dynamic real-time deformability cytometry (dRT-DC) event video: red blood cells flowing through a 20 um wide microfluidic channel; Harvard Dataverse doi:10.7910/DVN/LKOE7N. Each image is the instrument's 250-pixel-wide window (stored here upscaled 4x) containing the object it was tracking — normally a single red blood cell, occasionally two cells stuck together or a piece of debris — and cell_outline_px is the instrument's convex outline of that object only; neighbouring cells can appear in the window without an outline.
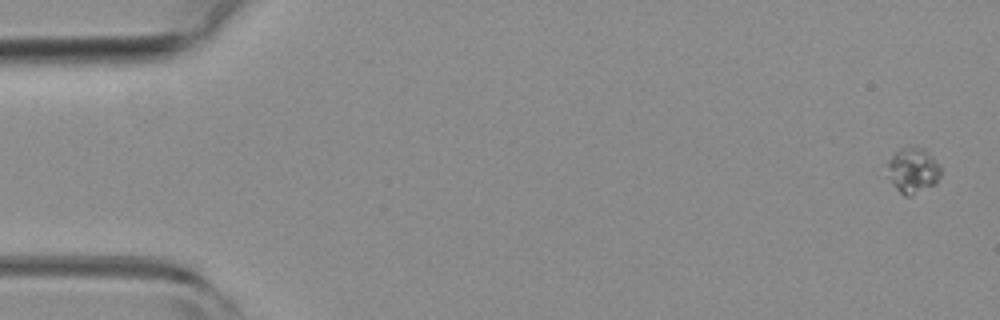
{"species": "common noctule bat (a hibernating species)", "species_latin": "Nyctalus noctula", "temperature_condition": "room temperature", "stored_images_in_passage": 7, "camera_frame_rate_fps": 3000, "um_per_image_px": 0.085, "animal": {"sex": "female", "body_mass_g": 19.3, "forearm_length_mm": 54.1}, "frame": {"image": 1, "passage_image": 1, "time_ms": 0.0, "image_size_px": [1000, 320], "cell_outline_px": [[940, 176], [936, 184], [912, 196], [904, 196], [892, 184], [888, 176], [888, 160], [900, 148], [924, 148], [940, 164]], "centroid_in_image_um": [77.61, 14.51], "position_along_channel_um": 7.4, "area_um2": 14.1}}
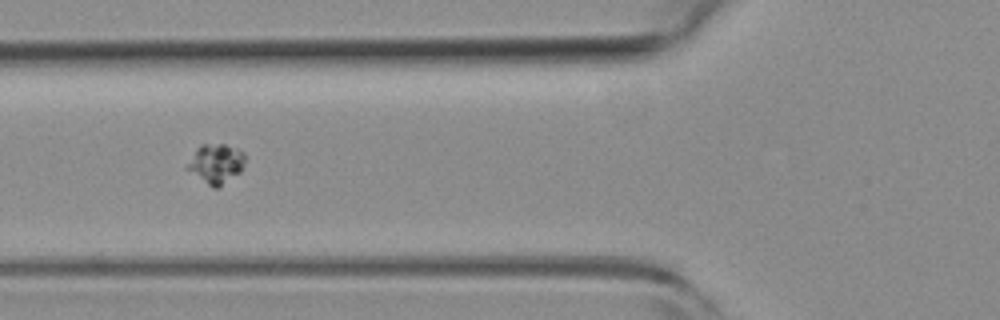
{"frame": {"image": 2, "passage_image": 6, "time_ms": 1.667, "image_size_px": [1000, 320], "cell_outline_px": [[244, 168], [240, 172], [216, 188], [212, 188], [184, 168], [196, 148], [200, 144], [224, 144], [236, 148], [244, 152]], "centroid_in_image_um": [18.33, 13.9], "position_along_channel_um": 107.5, "area_um2": 13.35}}
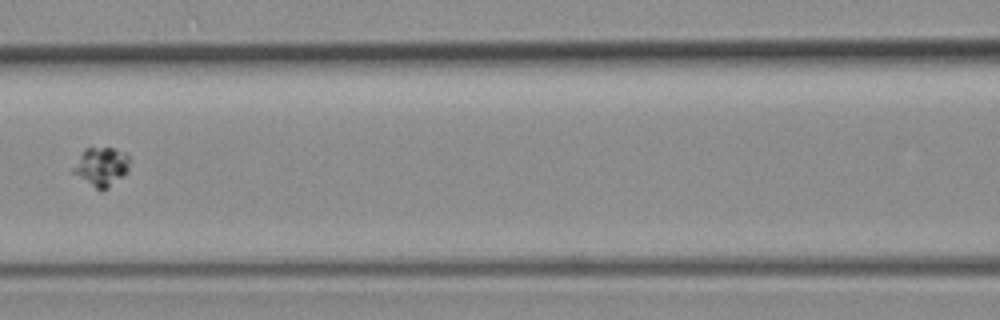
{"frame": {"image": 3, "passage_image": 7, "time_ms": 2.0, "image_size_px": [1000, 320], "cell_outline_px": [[128, 172], [124, 176], [108, 188], [96, 188], [72, 172], [72, 168], [84, 148], [112, 148], [124, 152], [128, 156]], "centroid_in_image_um": [8.62, 14.15], "position_along_channel_um": 158.0, "area_um2": 12.48}}